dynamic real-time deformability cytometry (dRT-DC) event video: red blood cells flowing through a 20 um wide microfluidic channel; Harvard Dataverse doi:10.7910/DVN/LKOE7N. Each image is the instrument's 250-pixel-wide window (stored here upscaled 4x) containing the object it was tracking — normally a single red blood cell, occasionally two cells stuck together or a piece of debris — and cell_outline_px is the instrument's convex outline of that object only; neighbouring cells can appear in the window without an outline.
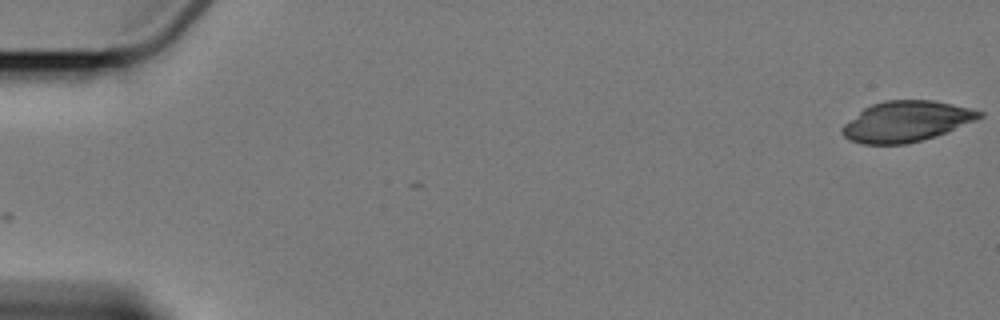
{"species": "Egyptian fruit bat (a non-hibernating species)", "species_latin": "Rousettus aegyptiacus", "temperature_condition": "cold", "stored_images_in_passage": 6, "segment_of_instrument_passage": [2, 2], "camera_frame_rate_fps": 3000, "um_per_image_px": 0.085, "animal": {"sex": "female"}, "frame": {"image": 1, "passage_image": 6, "time_ms": 7.667, "image_size_px": [1000, 320], "cell_outline_px": [[984, 116], [976, 120], [944, 132], [920, 140], [904, 144], [860, 144], [848, 140], [840, 132], [840, 128], [844, 124], [864, 108], [872, 104], [884, 100], [932, 100], [952, 104], [984, 112]], "centroid_in_image_um": [76.98, 10.31], "position_along_channel_um": 8.0, "area_um2": 32.14}}